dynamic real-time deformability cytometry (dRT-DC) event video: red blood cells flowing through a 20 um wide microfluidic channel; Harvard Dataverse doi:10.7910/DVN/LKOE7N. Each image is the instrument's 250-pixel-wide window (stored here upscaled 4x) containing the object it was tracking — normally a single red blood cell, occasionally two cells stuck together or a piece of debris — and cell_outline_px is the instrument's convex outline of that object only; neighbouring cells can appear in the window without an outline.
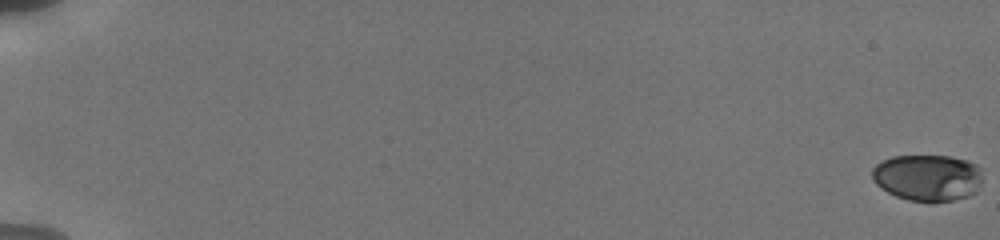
{"species": "human", "species_latin": "Homo sapiens", "temperature_condition": "cold", "stored_images_in_passage": 72, "camera_frame_rate_fps": 3000, "um_per_image_px": 0.085, "donor": {"sex": "male"}, "frame": {"image": 1, "passage_image": 1, "time_ms": 0.0, "image_size_px": [1000, 240], "cell_outline_px": [[980, 184], [976, 192], [968, 196], [952, 200], [908, 200], [896, 196], [888, 192], [876, 184], [872, 176], [872, 168], [876, 164], [892, 156], [948, 156], [964, 160], [976, 164], [980, 168]], "centroid_in_image_um": [78.83, 15.08], "position_along_channel_um": 6.2, "area_um2": 29.48}}
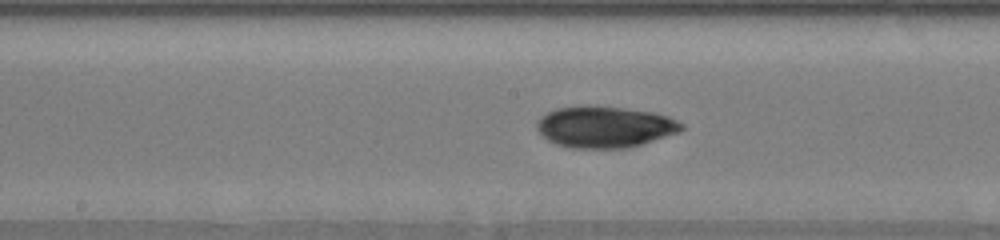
{"frame": {"image": 2, "passage_image": 47, "time_ms": 10.667, "image_size_px": [1000, 240], "cell_outline_px": [[684, 128], [680, 132], [640, 144], [624, 148], [572, 148], [556, 144], [548, 140], [536, 128], [536, 124], [540, 116], [556, 108], [588, 104], [624, 108], [652, 112], [668, 116], [684, 124]], "centroid_in_image_um": [51.39, 10.77], "position_along_channel_um": 196.8, "area_um2": 35.03}}
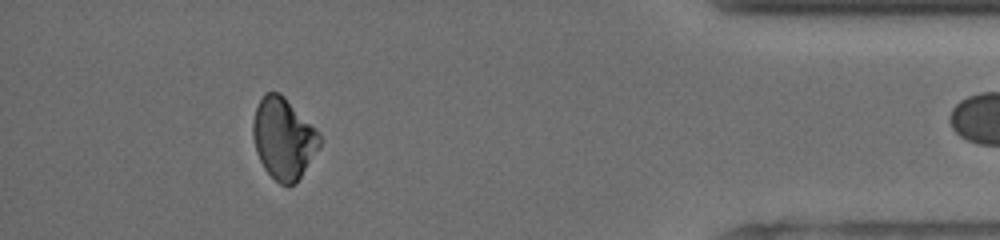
{"frame": {"image": 3, "passage_image": 71, "time_ms": 17.333, "image_size_px": [1000, 240], "cell_outline_px": [[324, 140], [296, 184], [288, 188], [280, 184], [264, 168], [256, 152], [252, 136], [252, 124], [256, 108], [264, 92], [280, 92], [320, 132]], "centroid_in_image_um": [24.12, 11.78], "position_along_channel_um": 411.1, "area_um2": 31.96}}